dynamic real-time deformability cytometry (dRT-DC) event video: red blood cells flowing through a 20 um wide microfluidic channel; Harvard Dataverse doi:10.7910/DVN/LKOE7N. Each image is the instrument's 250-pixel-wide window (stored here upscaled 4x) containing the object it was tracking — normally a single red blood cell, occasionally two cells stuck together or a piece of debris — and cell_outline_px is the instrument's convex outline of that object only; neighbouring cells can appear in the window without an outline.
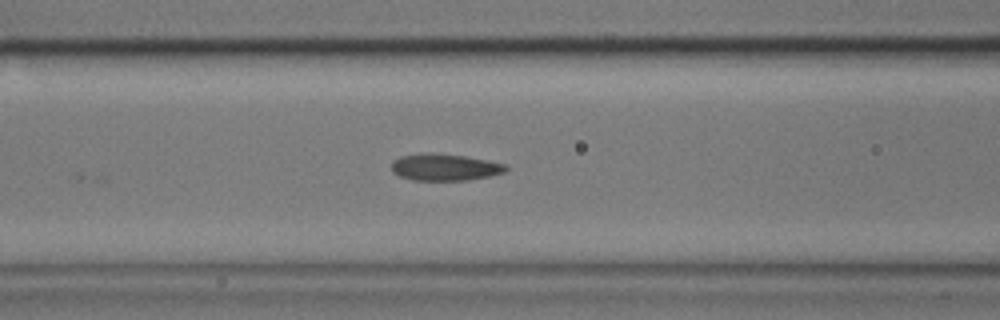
{"species": "common noctule bat (a hibernating species)", "species_latin": "Nyctalus noctula", "temperature_condition": "cold", "stored_images_in_passage": 9, "camera_frame_rate_fps": 3000, "um_per_image_px": 0.085, "animal": {"sex": "male", "body_mass_g": 17.9}, "frame": {"image": 1, "passage_image": 9, "time_ms": 2.667, "image_size_px": [1000, 320], "cell_outline_px": [[508, 168], [504, 172], [488, 176], [468, 180], [412, 180], [400, 176], [392, 172], [392, 160], [400, 156], [424, 152], [432, 152], [464, 156], [488, 160], [504, 164]], "centroid_in_image_um": [37.76, 14.2], "position_along_channel_um": 128.8, "area_um2": 17.92}}